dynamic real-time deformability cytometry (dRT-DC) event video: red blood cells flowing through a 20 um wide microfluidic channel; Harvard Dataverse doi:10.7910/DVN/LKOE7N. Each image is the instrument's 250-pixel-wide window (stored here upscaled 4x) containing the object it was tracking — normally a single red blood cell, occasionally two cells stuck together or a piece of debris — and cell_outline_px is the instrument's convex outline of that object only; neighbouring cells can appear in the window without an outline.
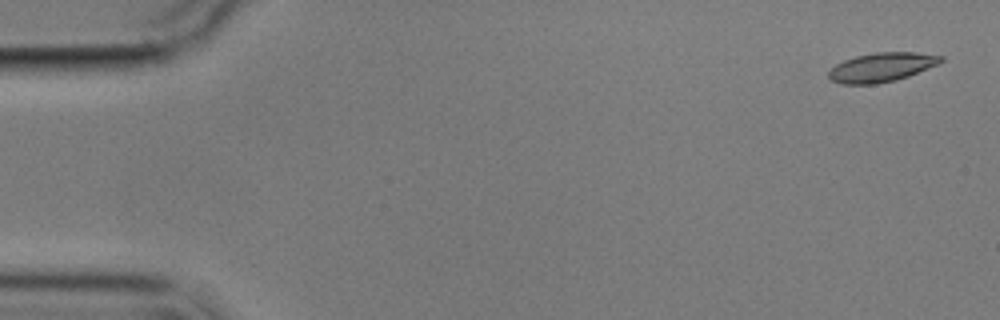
{"species": "common noctule bat (a hibernating species)", "species_latin": "Nyctalus noctula", "temperature_condition": "cold", "stored_images_in_passage": 3, "camera_frame_rate_fps": 3000, "um_per_image_px": 0.085, "animal": {"sex": "male", "body_mass_g": 17.9}, "frame": {"image": 1, "passage_image": 1, "time_ms": 0.0, "image_size_px": [1000, 320], "cell_outline_px": [[944, 60], [936, 64], [908, 76], [896, 80], [876, 84], [840, 84], [832, 80], [828, 76], [828, 72], [836, 64], [844, 60], [856, 56], [876, 52], [916, 52], [944, 56]], "centroid_in_image_um": [74.92, 5.71], "position_along_channel_um": 10.1, "area_um2": 18.9}}